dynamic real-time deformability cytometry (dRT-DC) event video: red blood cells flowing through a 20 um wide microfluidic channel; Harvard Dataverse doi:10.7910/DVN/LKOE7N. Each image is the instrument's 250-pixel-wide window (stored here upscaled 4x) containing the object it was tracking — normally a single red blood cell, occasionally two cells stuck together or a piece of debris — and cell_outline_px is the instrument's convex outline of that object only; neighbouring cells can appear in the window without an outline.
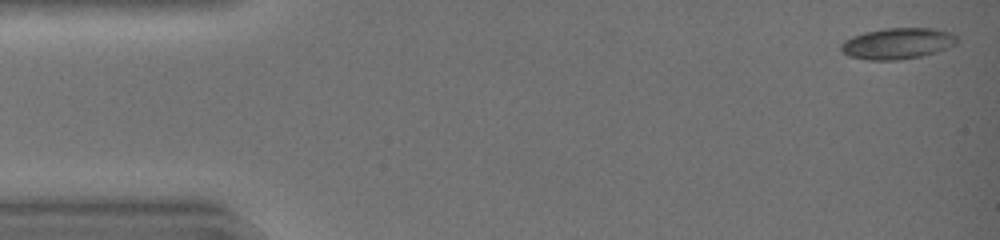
{"species": "common noctule bat (a hibernating species)", "species_latin": "Nyctalus noctula", "temperature_condition": "warm", "stored_images_in_passage": 43, "camera_frame_rate_fps": 3000, "um_per_image_px": 0.085, "animal": {"sex": "female", "body_mass_g": 19.0, "forearm_length_mm": 51.5}, "frame": {"image": 1, "passage_image": 1, "time_ms": 0.0, "image_size_px": [1000, 240], "cell_outline_px": [[960, 40], [956, 44], [936, 52], [920, 56], [896, 60], [868, 60], [848, 56], [840, 52], [840, 44], [844, 40], [852, 36], [864, 32], [884, 28], [932, 28], [952, 32]], "centroid_in_image_um": [76.27, 3.69], "position_along_channel_um": 8.7, "area_um2": 21.27}}
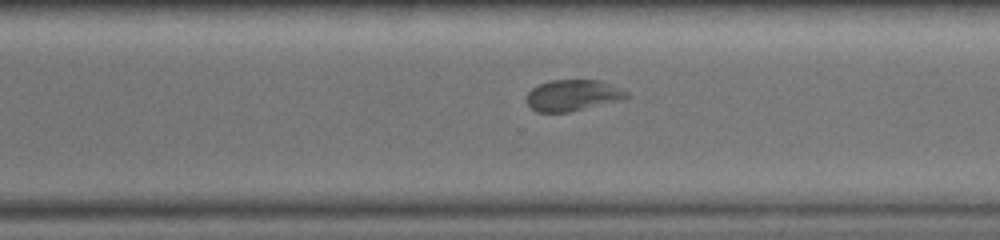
{"frame": {"image": 2, "passage_image": 31, "time_ms": 10.0, "image_size_px": [1000, 240], "cell_outline_px": [[632, 96], [624, 100], [568, 112], [536, 112], [524, 100], [528, 92], [532, 88], [548, 80], [600, 80], [620, 88], [628, 92]], "centroid_in_image_um": [48.7, 8.1], "position_along_channel_um": 321.9, "area_um2": 18.44}}
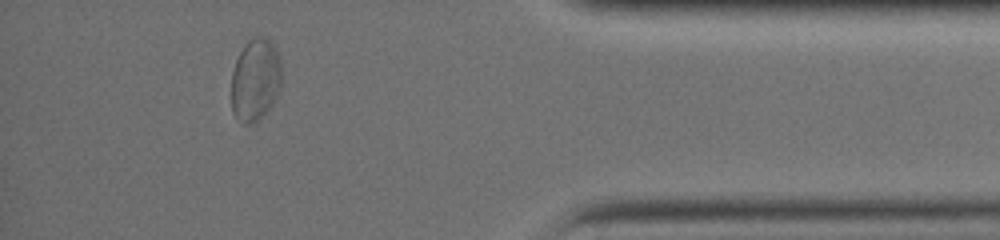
{"frame": {"image": 3, "passage_image": 39, "time_ms": 12.667, "image_size_px": [1000, 240], "cell_outline_px": [[280, 88], [272, 104], [252, 124], [240, 124], [232, 112], [232, 72], [236, 60], [244, 44], [248, 40], [256, 36], [268, 36], [276, 48], [280, 60]], "centroid_in_image_um": [21.69, 6.75], "position_along_channel_um": 413.5, "area_um2": 24.16}, "authors_computed_cell_mechanics": {"area_um2": 19.1318, "velocity_mm_per_s": 4.3862, "shape_relaxation_time_tau1_ms": 5.8826, "shape_relaxation_time_tau2_ms": 1.6923, "deformation_change_tau1": 0.1715, "deformation_change_tau2": 0.0542}}